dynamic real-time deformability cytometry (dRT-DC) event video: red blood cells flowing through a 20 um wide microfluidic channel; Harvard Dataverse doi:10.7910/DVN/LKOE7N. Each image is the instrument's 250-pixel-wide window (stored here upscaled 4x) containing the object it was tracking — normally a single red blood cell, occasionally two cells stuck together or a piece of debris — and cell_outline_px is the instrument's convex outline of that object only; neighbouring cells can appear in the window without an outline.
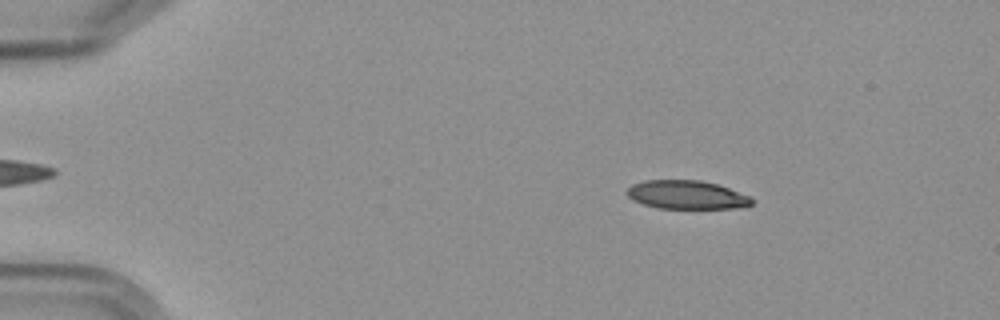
{"species": "Egyptian fruit bat (a non-hibernating species)", "species_latin": "Rousettus aegyptiacus", "temperature_condition": "cold", "stored_images_in_passage": 5, "camera_frame_rate_fps": 3000, "um_per_image_px": 0.085, "frame": {"image": 1, "passage_image": 2, "time_ms": 1.333, "image_size_px": [1000, 320], "cell_outline_px": [[756, 200], [752, 204], [736, 208], [656, 208], [632, 200], [628, 196], [628, 188], [632, 184], [644, 180], [700, 180], [716, 184], [752, 196]], "centroid_in_image_um": [58.39, 16.56], "position_along_channel_um": 26.6, "area_um2": 20.81}}